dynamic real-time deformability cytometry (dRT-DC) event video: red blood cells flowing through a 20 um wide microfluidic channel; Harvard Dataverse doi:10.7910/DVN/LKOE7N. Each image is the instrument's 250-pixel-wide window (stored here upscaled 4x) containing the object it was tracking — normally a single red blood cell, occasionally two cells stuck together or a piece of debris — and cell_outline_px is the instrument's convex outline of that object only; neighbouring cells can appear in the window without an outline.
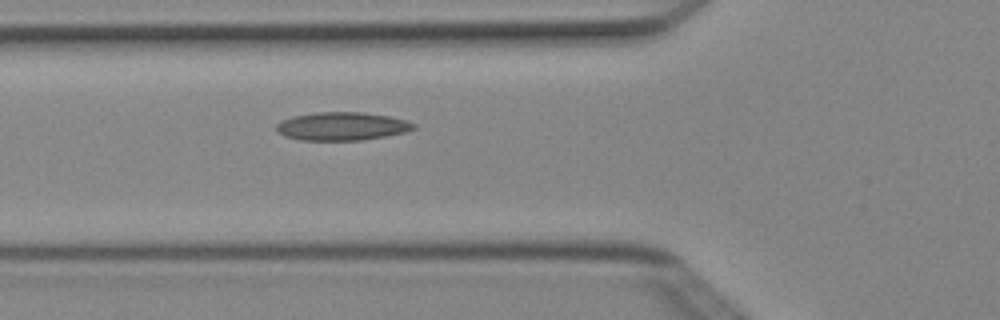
{"species": "Egyptian fruit bat (a non-hibernating species)", "species_latin": "Rousettus aegyptiacus", "temperature_condition": "cold", "stored_images_in_passage": 4, "camera_frame_rate_fps": 3000, "um_per_image_px": 0.085, "animal": {"sex": "female"}, "frame": {"image": 1, "passage_image": 4, "time_ms": 1.0, "image_size_px": [1000, 320], "cell_outline_px": [[416, 128], [408, 132], [364, 140], [300, 140], [284, 136], [276, 132], [276, 124], [280, 120], [292, 116], [320, 112], [364, 112], [388, 116], [408, 120], [416, 124]], "centroid_in_image_um": [29.08, 10.73], "position_along_channel_um": 96.7, "area_um2": 22.89}}